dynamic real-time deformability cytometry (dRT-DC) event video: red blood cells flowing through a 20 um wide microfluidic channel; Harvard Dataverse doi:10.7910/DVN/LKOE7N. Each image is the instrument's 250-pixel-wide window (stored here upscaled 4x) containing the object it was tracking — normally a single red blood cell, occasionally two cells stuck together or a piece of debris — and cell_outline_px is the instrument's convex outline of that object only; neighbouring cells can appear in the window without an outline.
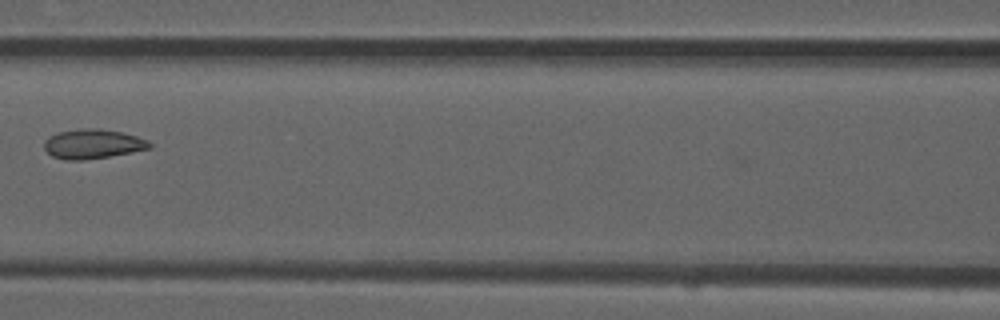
{"species": "common noctule bat (a hibernating species)", "species_latin": "Nyctalus noctula", "temperature_condition": "room temperature", "stored_images_in_passage": 7, "camera_frame_rate_fps": 3000, "um_per_image_px": 0.085, "animal": {"sex": "male", "forearm_length_mm": 52.5}, "frame": {"image": 1, "passage_image": 6, "time_ms": 1.667, "image_size_px": [1000, 320], "cell_outline_px": [[152, 148], [132, 152], [84, 160], [64, 160], [52, 156], [44, 148], [44, 140], [48, 136], [60, 132], [80, 128], [100, 128], [120, 132], [136, 136], [148, 140], [152, 144]], "centroid_in_image_um": [7.88, 12.23], "position_along_channel_um": 158.7, "area_um2": 18.15}}
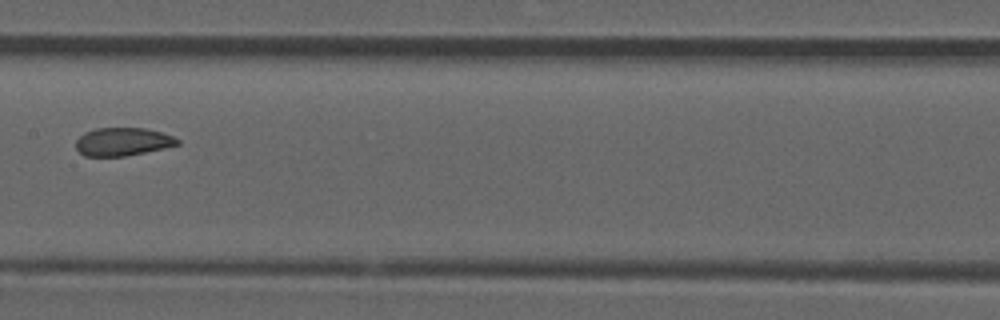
{"frame": {"image": 2, "passage_image": 7, "time_ms": 2.0, "image_size_px": [1000, 320], "cell_outline_px": [[180, 144], [164, 148], [124, 156], [84, 156], [76, 148], [76, 140], [84, 132], [96, 128], [144, 128], [160, 132], [172, 136], [180, 140]], "centroid_in_image_um": [10.41, 12.04], "position_along_channel_um": 197.0, "area_um2": 16.53}}